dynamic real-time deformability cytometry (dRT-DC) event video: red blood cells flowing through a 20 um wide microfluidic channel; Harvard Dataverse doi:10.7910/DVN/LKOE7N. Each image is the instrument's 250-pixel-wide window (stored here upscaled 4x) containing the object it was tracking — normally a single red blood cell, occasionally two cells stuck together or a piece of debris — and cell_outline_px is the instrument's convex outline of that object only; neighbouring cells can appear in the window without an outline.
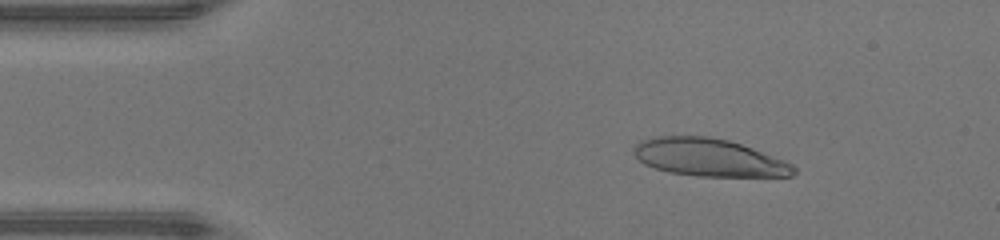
{"species": "human", "species_latin": "Homo sapiens", "temperature_condition": "warm", "stored_images_in_passage": 47, "camera_frame_rate_fps": 3000, "um_per_image_px": 0.085, "donor": {"sex": "male"}, "frame": {"image": 1, "passage_image": 7, "time_ms": 2.0, "image_size_px": [1000, 240], "cell_outline_px": [[796, 172], [792, 176], [700, 176], [668, 172], [644, 164], [632, 152], [632, 148], [640, 140], [656, 136], [708, 136], [728, 140], [752, 148], [784, 160], [792, 164], [796, 168]], "centroid_in_image_um": [60.24, 13.38], "position_along_channel_um": 24.8, "area_um2": 35.03}}
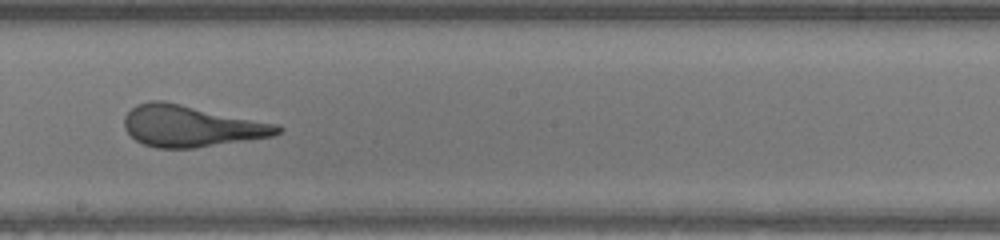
{"frame": {"image": 2, "passage_image": 26, "time_ms": 8.333, "image_size_px": [1000, 240], "cell_outline_px": [[284, 128], [280, 132], [272, 136], [192, 148], [156, 148], [144, 144], [136, 140], [124, 128], [124, 116], [136, 104], [148, 100], [164, 100], [276, 124]], "centroid_in_image_um": [16.2, 10.7], "position_along_channel_um": 232.0, "area_um2": 36.7}}
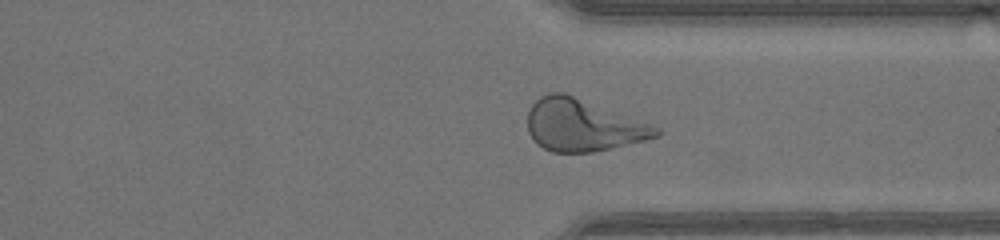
{"frame": {"image": 3, "passage_image": 35, "time_ms": 11.333, "image_size_px": [1000, 240], "cell_outline_px": [[660, 136], [644, 140], [592, 152], [552, 152], [536, 144], [532, 140], [528, 132], [528, 112], [532, 104], [540, 96], [548, 92], [564, 92], [660, 128]], "centroid_in_image_um": [49.48, 10.64], "position_along_channel_um": 361.9, "area_um2": 38.61}, "authors_computed_cell_mechanics": {"area_um2": 37.3388, "velocity_mm_per_s": 4.3461, "shape_relaxation_time_tau1_ms": 8.3309, "shape_relaxation_time_tau2_ms": 0.7007, "deformation_change_tau1": 0.3459, "deformation_change_tau2": 0.1203}}